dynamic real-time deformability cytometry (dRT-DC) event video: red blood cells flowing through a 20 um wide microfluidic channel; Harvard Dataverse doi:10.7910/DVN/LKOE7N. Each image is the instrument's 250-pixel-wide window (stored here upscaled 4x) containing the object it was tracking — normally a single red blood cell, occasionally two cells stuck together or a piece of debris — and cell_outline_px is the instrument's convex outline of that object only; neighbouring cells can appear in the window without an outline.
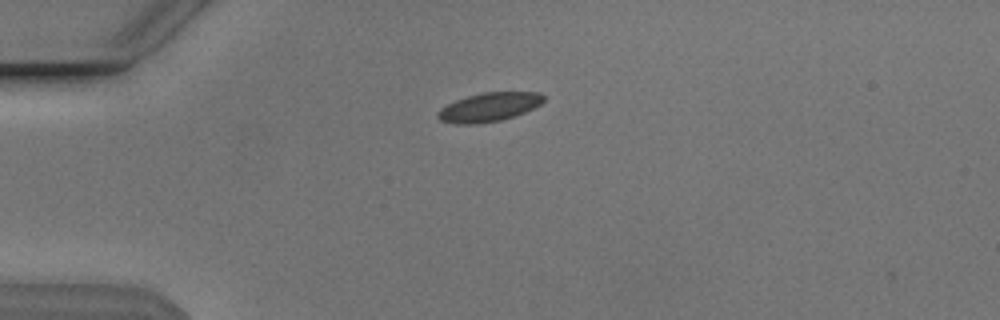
{"species": "Egyptian fruit bat (a non-hibernating species)", "species_latin": "Rousettus aegyptiacus", "temperature_condition": "cold", "stored_images_in_passage": 2, "camera_frame_rate_fps": 3000, "um_per_image_px": 0.085, "animal": {"sex": "male"}, "frame": {"image": 1, "passage_image": 1, "time_ms": 0.0, "image_size_px": [1000, 320], "cell_outline_px": [[544, 100], [540, 104], [524, 112], [500, 120], [476, 124], [456, 124], [440, 120], [436, 116], [436, 112], [440, 108], [456, 100], [480, 92], [540, 92], [544, 96]], "centroid_in_image_um": [41.53, 9.1], "position_along_channel_um": 43.5, "area_um2": 17.69}}